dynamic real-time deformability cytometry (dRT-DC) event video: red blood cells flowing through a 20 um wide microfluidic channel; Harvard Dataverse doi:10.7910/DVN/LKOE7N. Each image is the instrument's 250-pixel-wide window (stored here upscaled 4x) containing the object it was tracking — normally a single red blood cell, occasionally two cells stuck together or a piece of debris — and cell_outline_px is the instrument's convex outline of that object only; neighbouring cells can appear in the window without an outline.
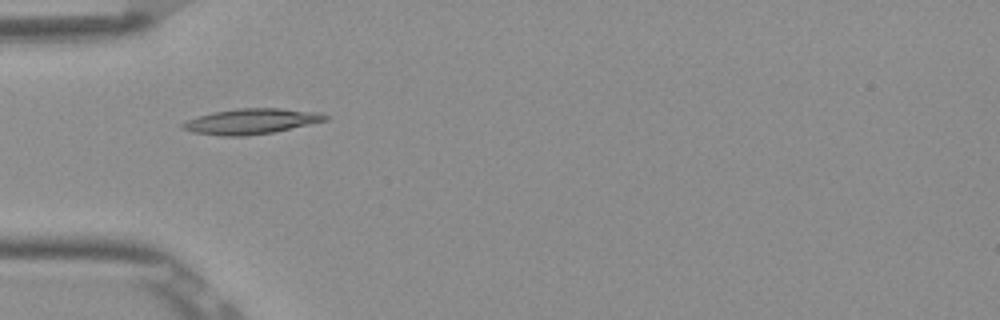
{"species": "Egyptian fruit bat (a non-hibernating species)", "species_latin": "Rousettus aegyptiacus", "temperature_condition": "room temperature", "stored_images_in_passage": 7, "camera_frame_rate_fps": 3000, "um_per_image_px": 0.085, "frame": {"image": 1, "passage_image": 5, "time_ms": 1.333, "image_size_px": [1000, 320], "cell_outline_px": [[332, 116], [328, 120], [272, 132], [244, 136], [220, 136], [192, 132], [180, 128], [180, 124], [188, 120], [212, 112], [240, 108], [280, 108], [320, 112]], "centroid_in_image_um": [21.37, 10.31], "position_along_channel_um": 63.6, "area_um2": 21.15}}
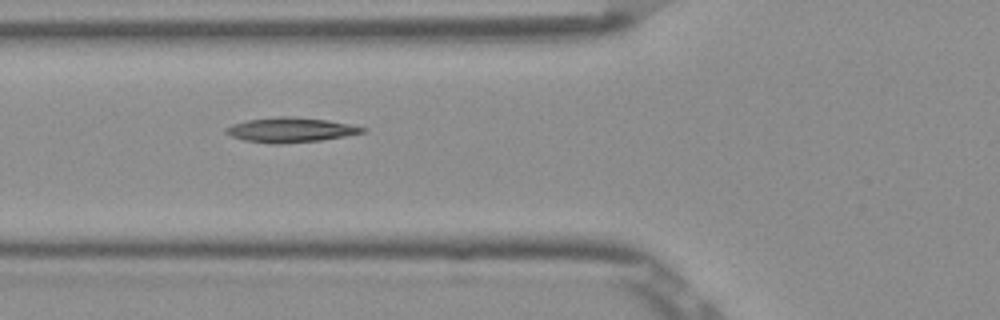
{"frame": {"image": 2, "passage_image": 6, "time_ms": 1.667, "image_size_px": [1000, 320], "cell_outline_px": [[368, 132], [320, 140], [280, 144], [272, 144], [244, 140], [232, 136], [224, 132], [224, 128], [232, 124], [248, 120], [276, 116], [292, 116], [328, 120], [368, 128]], "centroid_in_image_um": [24.7, 11.04], "position_along_channel_um": 101.1, "area_um2": 19.77}}
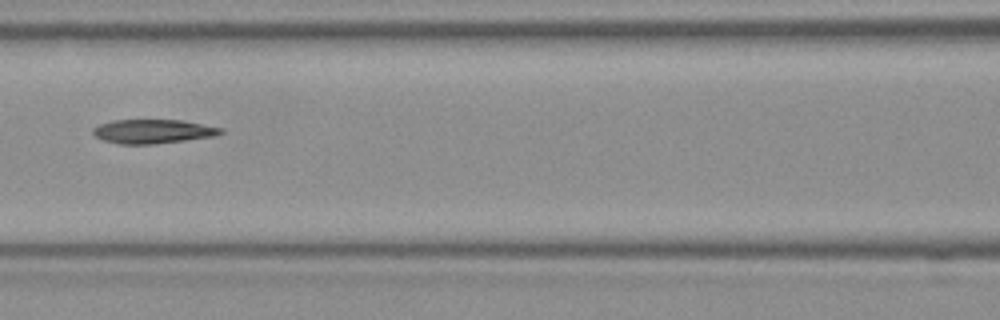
{"frame": {"image": 3, "passage_image": 7, "time_ms": 2.0, "image_size_px": [1000, 320], "cell_outline_px": [[224, 132], [216, 136], [156, 144], [120, 144], [104, 140], [96, 136], [92, 132], [92, 128], [100, 124], [112, 120], [184, 120], [224, 128]], "centroid_in_image_um": [13.04, 11.16], "position_along_channel_um": 153.6, "area_um2": 18.03}}